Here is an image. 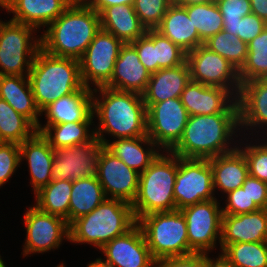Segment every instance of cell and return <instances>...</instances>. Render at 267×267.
I'll list each match as a JSON object with an SVG mask.
<instances>
[{"instance_id":"cell-1","label":"cell","mask_w":267,"mask_h":267,"mask_svg":"<svg viewBox=\"0 0 267 267\" xmlns=\"http://www.w3.org/2000/svg\"><path fill=\"white\" fill-rule=\"evenodd\" d=\"M97 91L101 100L95 96ZM92 92L93 115H97L100 123L94 132L103 145L107 140L102 133L117 139L147 135V108L142 95L105 86L92 89Z\"/></svg>"},{"instance_id":"cell-2","label":"cell","mask_w":267,"mask_h":267,"mask_svg":"<svg viewBox=\"0 0 267 267\" xmlns=\"http://www.w3.org/2000/svg\"><path fill=\"white\" fill-rule=\"evenodd\" d=\"M238 126L239 113L189 116L179 142L170 152L186 159H210L229 153L237 148H232L229 140L236 128L240 130Z\"/></svg>"},{"instance_id":"cell-3","label":"cell","mask_w":267,"mask_h":267,"mask_svg":"<svg viewBox=\"0 0 267 267\" xmlns=\"http://www.w3.org/2000/svg\"><path fill=\"white\" fill-rule=\"evenodd\" d=\"M40 37L41 49L79 60L101 29L100 15L89 5H69Z\"/></svg>"},{"instance_id":"cell-4","label":"cell","mask_w":267,"mask_h":267,"mask_svg":"<svg viewBox=\"0 0 267 267\" xmlns=\"http://www.w3.org/2000/svg\"><path fill=\"white\" fill-rule=\"evenodd\" d=\"M28 78L40 112L59 98L84 87L79 60L54 56L41 48L33 60Z\"/></svg>"},{"instance_id":"cell-5","label":"cell","mask_w":267,"mask_h":267,"mask_svg":"<svg viewBox=\"0 0 267 267\" xmlns=\"http://www.w3.org/2000/svg\"><path fill=\"white\" fill-rule=\"evenodd\" d=\"M137 224L131 203L106 198L92 212L69 225V241L90 243L101 249L114 238L124 235Z\"/></svg>"},{"instance_id":"cell-6","label":"cell","mask_w":267,"mask_h":267,"mask_svg":"<svg viewBox=\"0 0 267 267\" xmlns=\"http://www.w3.org/2000/svg\"><path fill=\"white\" fill-rule=\"evenodd\" d=\"M177 174V156L170 151L159 153L139 174L138 192L132 208L136 220L155 213L175 210L174 185Z\"/></svg>"},{"instance_id":"cell-7","label":"cell","mask_w":267,"mask_h":267,"mask_svg":"<svg viewBox=\"0 0 267 267\" xmlns=\"http://www.w3.org/2000/svg\"><path fill=\"white\" fill-rule=\"evenodd\" d=\"M137 224L157 262L194 253L189 248L186 220L180 210L151 213L140 217Z\"/></svg>"},{"instance_id":"cell-8","label":"cell","mask_w":267,"mask_h":267,"mask_svg":"<svg viewBox=\"0 0 267 267\" xmlns=\"http://www.w3.org/2000/svg\"><path fill=\"white\" fill-rule=\"evenodd\" d=\"M34 30L37 31L23 23L0 20V76L29 75L33 60L41 48L40 38L32 36Z\"/></svg>"},{"instance_id":"cell-9","label":"cell","mask_w":267,"mask_h":267,"mask_svg":"<svg viewBox=\"0 0 267 267\" xmlns=\"http://www.w3.org/2000/svg\"><path fill=\"white\" fill-rule=\"evenodd\" d=\"M213 195V174L209 159H186L177 156L174 185L175 210L216 199Z\"/></svg>"},{"instance_id":"cell-10","label":"cell","mask_w":267,"mask_h":267,"mask_svg":"<svg viewBox=\"0 0 267 267\" xmlns=\"http://www.w3.org/2000/svg\"><path fill=\"white\" fill-rule=\"evenodd\" d=\"M217 201L205 200L180 209L186 220L189 248L194 253L208 254L218 239L220 244L223 214Z\"/></svg>"},{"instance_id":"cell-11","label":"cell","mask_w":267,"mask_h":267,"mask_svg":"<svg viewBox=\"0 0 267 267\" xmlns=\"http://www.w3.org/2000/svg\"><path fill=\"white\" fill-rule=\"evenodd\" d=\"M186 61L189 64L191 81L222 87L238 97L241 88L239 71L225 58L202 44L187 53Z\"/></svg>"},{"instance_id":"cell-12","label":"cell","mask_w":267,"mask_h":267,"mask_svg":"<svg viewBox=\"0 0 267 267\" xmlns=\"http://www.w3.org/2000/svg\"><path fill=\"white\" fill-rule=\"evenodd\" d=\"M188 118L180 98L154 103L147 109V136L159 149L170 151L179 142Z\"/></svg>"},{"instance_id":"cell-13","label":"cell","mask_w":267,"mask_h":267,"mask_svg":"<svg viewBox=\"0 0 267 267\" xmlns=\"http://www.w3.org/2000/svg\"><path fill=\"white\" fill-rule=\"evenodd\" d=\"M123 44L113 34L100 29L79 59L84 86L91 88L89 82L92 81L91 84L101 87L111 79L115 61Z\"/></svg>"},{"instance_id":"cell-14","label":"cell","mask_w":267,"mask_h":267,"mask_svg":"<svg viewBox=\"0 0 267 267\" xmlns=\"http://www.w3.org/2000/svg\"><path fill=\"white\" fill-rule=\"evenodd\" d=\"M103 144L94 136L90 141L54 150L52 180L77 181L97 175Z\"/></svg>"},{"instance_id":"cell-15","label":"cell","mask_w":267,"mask_h":267,"mask_svg":"<svg viewBox=\"0 0 267 267\" xmlns=\"http://www.w3.org/2000/svg\"><path fill=\"white\" fill-rule=\"evenodd\" d=\"M24 221L27 233L24 256L56 249L64 238H70L69 224L65 219L45 213L35 205L26 210Z\"/></svg>"},{"instance_id":"cell-16","label":"cell","mask_w":267,"mask_h":267,"mask_svg":"<svg viewBox=\"0 0 267 267\" xmlns=\"http://www.w3.org/2000/svg\"><path fill=\"white\" fill-rule=\"evenodd\" d=\"M100 250L105 254L106 260L101 257L97 260L106 267H158L138 224Z\"/></svg>"},{"instance_id":"cell-17","label":"cell","mask_w":267,"mask_h":267,"mask_svg":"<svg viewBox=\"0 0 267 267\" xmlns=\"http://www.w3.org/2000/svg\"><path fill=\"white\" fill-rule=\"evenodd\" d=\"M96 177L107 198L120 199L131 204L135 200L138 192L139 173L128 167L105 145L102 146Z\"/></svg>"},{"instance_id":"cell-18","label":"cell","mask_w":267,"mask_h":267,"mask_svg":"<svg viewBox=\"0 0 267 267\" xmlns=\"http://www.w3.org/2000/svg\"><path fill=\"white\" fill-rule=\"evenodd\" d=\"M180 99L189 116L239 113L237 98L222 87L208 86L190 80L182 91Z\"/></svg>"},{"instance_id":"cell-19","label":"cell","mask_w":267,"mask_h":267,"mask_svg":"<svg viewBox=\"0 0 267 267\" xmlns=\"http://www.w3.org/2000/svg\"><path fill=\"white\" fill-rule=\"evenodd\" d=\"M265 241H267V209L239 215H222L221 252L229 244Z\"/></svg>"},{"instance_id":"cell-20","label":"cell","mask_w":267,"mask_h":267,"mask_svg":"<svg viewBox=\"0 0 267 267\" xmlns=\"http://www.w3.org/2000/svg\"><path fill=\"white\" fill-rule=\"evenodd\" d=\"M150 77L151 74L141 63L135 47L131 43H124L115 61L111 79L104 86L142 95Z\"/></svg>"},{"instance_id":"cell-21","label":"cell","mask_w":267,"mask_h":267,"mask_svg":"<svg viewBox=\"0 0 267 267\" xmlns=\"http://www.w3.org/2000/svg\"><path fill=\"white\" fill-rule=\"evenodd\" d=\"M190 80V68L187 61L176 67L160 69L151 74L146 90L142 94L146 108L148 109L154 103L180 98Z\"/></svg>"},{"instance_id":"cell-22","label":"cell","mask_w":267,"mask_h":267,"mask_svg":"<svg viewBox=\"0 0 267 267\" xmlns=\"http://www.w3.org/2000/svg\"><path fill=\"white\" fill-rule=\"evenodd\" d=\"M20 159L28 161L31 175V185L34 193L52 181V167L54 163V149L49 142L36 132L30 139L19 144Z\"/></svg>"},{"instance_id":"cell-23","label":"cell","mask_w":267,"mask_h":267,"mask_svg":"<svg viewBox=\"0 0 267 267\" xmlns=\"http://www.w3.org/2000/svg\"><path fill=\"white\" fill-rule=\"evenodd\" d=\"M46 125L83 122L93 114L92 88L84 86L72 94L63 96L45 107Z\"/></svg>"},{"instance_id":"cell-24","label":"cell","mask_w":267,"mask_h":267,"mask_svg":"<svg viewBox=\"0 0 267 267\" xmlns=\"http://www.w3.org/2000/svg\"><path fill=\"white\" fill-rule=\"evenodd\" d=\"M237 102L240 128L267 126V79L242 83Z\"/></svg>"},{"instance_id":"cell-25","label":"cell","mask_w":267,"mask_h":267,"mask_svg":"<svg viewBox=\"0 0 267 267\" xmlns=\"http://www.w3.org/2000/svg\"><path fill=\"white\" fill-rule=\"evenodd\" d=\"M161 35L169 38L186 53L204 44L196 27L189 19L187 10L172 2L163 16L161 23L155 28Z\"/></svg>"},{"instance_id":"cell-26","label":"cell","mask_w":267,"mask_h":267,"mask_svg":"<svg viewBox=\"0 0 267 267\" xmlns=\"http://www.w3.org/2000/svg\"><path fill=\"white\" fill-rule=\"evenodd\" d=\"M209 162L213 174L214 191L217 187L227 194L242 187L249 176L246 158L238 148L210 158Z\"/></svg>"},{"instance_id":"cell-27","label":"cell","mask_w":267,"mask_h":267,"mask_svg":"<svg viewBox=\"0 0 267 267\" xmlns=\"http://www.w3.org/2000/svg\"><path fill=\"white\" fill-rule=\"evenodd\" d=\"M0 98L38 127L41 112L35 103L28 76H0Z\"/></svg>"},{"instance_id":"cell-28","label":"cell","mask_w":267,"mask_h":267,"mask_svg":"<svg viewBox=\"0 0 267 267\" xmlns=\"http://www.w3.org/2000/svg\"><path fill=\"white\" fill-rule=\"evenodd\" d=\"M99 15L101 29L113 34L123 43H131L146 34L147 29L131 5L109 6Z\"/></svg>"},{"instance_id":"cell-29","label":"cell","mask_w":267,"mask_h":267,"mask_svg":"<svg viewBox=\"0 0 267 267\" xmlns=\"http://www.w3.org/2000/svg\"><path fill=\"white\" fill-rule=\"evenodd\" d=\"M68 6L65 0H17L7 11L14 14L10 20L37 29L50 25Z\"/></svg>"},{"instance_id":"cell-30","label":"cell","mask_w":267,"mask_h":267,"mask_svg":"<svg viewBox=\"0 0 267 267\" xmlns=\"http://www.w3.org/2000/svg\"><path fill=\"white\" fill-rule=\"evenodd\" d=\"M142 144L150 146L144 149ZM105 147L116 157L121 159L128 167L143 172L159 155L154 147H158L147 135L135 138H120L109 142Z\"/></svg>"},{"instance_id":"cell-31","label":"cell","mask_w":267,"mask_h":267,"mask_svg":"<svg viewBox=\"0 0 267 267\" xmlns=\"http://www.w3.org/2000/svg\"><path fill=\"white\" fill-rule=\"evenodd\" d=\"M92 114L86 121L83 122H68L57 125H38L37 132L49 142V145L57 150L59 148L70 147L78 144H83L90 141L94 136V129L89 131L91 123H93ZM54 132V133H53Z\"/></svg>"},{"instance_id":"cell-32","label":"cell","mask_w":267,"mask_h":267,"mask_svg":"<svg viewBox=\"0 0 267 267\" xmlns=\"http://www.w3.org/2000/svg\"><path fill=\"white\" fill-rule=\"evenodd\" d=\"M106 198L96 176L73 181L69 205V225L78 217L92 212Z\"/></svg>"},{"instance_id":"cell-33","label":"cell","mask_w":267,"mask_h":267,"mask_svg":"<svg viewBox=\"0 0 267 267\" xmlns=\"http://www.w3.org/2000/svg\"><path fill=\"white\" fill-rule=\"evenodd\" d=\"M72 181L52 180L35 193V206L51 215L59 216L69 224V205Z\"/></svg>"},{"instance_id":"cell-34","label":"cell","mask_w":267,"mask_h":267,"mask_svg":"<svg viewBox=\"0 0 267 267\" xmlns=\"http://www.w3.org/2000/svg\"><path fill=\"white\" fill-rule=\"evenodd\" d=\"M37 132L36 127L0 98V142L21 144Z\"/></svg>"},{"instance_id":"cell-35","label":"cell","mask_w":267,"mask_h":267,"mask_svg":"<svg viewBox=\"0 0 267 267\" xmlns=\"http://www.w3.org/2000/svg\"><path fill=\"white\" fill-rule=\"evenodd\" d=\"M246 62L239 70L241 84L256 79H267V26L252 41L247 43Z\"/></svg>"},{"instance_id":"cell-36","label":"cell","mask_w":267,"mask_h":267,"mask_svg":"<svg viewBox=\"0 0 267 267\" xmlns=\"http://www.w3.org/2000/svg\"><path fill=\"white\" fill-rule=\"evenodd\" d=\"M185 9L203 43L223 30V18L216 2L186 6Z\"/></svg>"},{"instance_id":"cell-37","label":"cell","mask_w":267,"mask_h":267,"mask_svg":"<svg viewBox=\"0 0 267 267\" xmlns=\"http://www.w3.org/2000/svg\"><path fill=\"white\" fill-rule=\"evenodd\" d=\"M211 51L229 61L239 71L246 62L247 43L232 33L222 30L204 42Z\"/></svg>"},{"instance_id":"cell-38","label":"cell","mask_w":267,"mask_h":267,"mask_svg":"<svg viewBox=\"0 0 267 267\" xmlns=\"http://www.w3.org/2000/svg\"><path fill=\"white\" fill-rule=\"evenodd\" d=\"M222 253L235 267H267V241L229 244Z\"/></svg>"},{"instance_id":"cell-39","label":"cell","mask_w":267,"mask_h":267,"mask_svg":"<svg viewBox=\"0 0 267 267\" xmlns=\"http://www.w3.org/2000/svg\"><path fill=\"white\" fill-rule=\"evenodd\" d=\"M155 73L160 69L184 64L187 53L154 29Z\"/></svg>"},{"instance_id":"cell-40","label":"cell","mask_w":267,"mask_h":267,"mask_svg":"<svg viewBox=\"0 0 267 267\" xmlns=\"http://www.w3.org/2000/svg\"><path fill=\"white\" fill-rule=\"evenodd\" d=\"M173 0H135L133 8L146 29H155Z\"/></svg>"},{"instance_id":"cell-41","label":"cell","mask_w":267,"mask_h":267,"mask_svg":"<svg viewBox=\"0 0 267 267\" xmlns=\"http://www.w3.org/2000/svg\"><path fill=\"white\" fill-rule=\"evenodd\" d=\"M267 23L256 14L244 16L241 21H223V30L249 43L266 28Z\"/></svg>"},{"instance_id":"cell-42","label":"cell","mask_w":267,"mask_h":267,"mask_svg":"<svg viewBox=\"0 0 267 267\" xmlns=\"http://www.w3.org/2000/svg\"><path fill=\"white\" fill-rule=\"evenodd\" d=\"M237 148L246 158L249 175L267 183V143Z\"/></svg>"},{"instance_id":"cell-43","label":"cell","mask_w":267,"mask_h":267,"mask_svg":"<svg viewBox=\"0 0 267 267\" xmlns=\"http://www.w3.org/2000/svg\"><path fill=\"white\" fill-rule=\"evenodd\" d=\"M20 163L19 144L0 142V186L11 178Z\"/></svg>"},{"instance_id":"cell-44","label":"cell","mask_w":267,"mask_h":267,"mask_svg":"<svg viewBox=\"0 0 267 267\" xmlns=\"http://www.w3.org/2000/svg\"><path fill=\"white\" fill-rule=\"evenodd\" d=\"M253 200H250L246 189L239 187L227 193L226 206L222 208V214L239 215L259 210Z\"/></svg>"},{"instance_id":"cell-45","label":"cell","mask_w":267,"mask_h":267,"mask_svg":"<svg viewBox=\"0 0 267 267\" xmlns=\"http://www.w3.org/2000/svg\"><path fill=\"white\" fill-rule=\"evenodd\" d=\"M135 47L141 63L150 74L155 73L154 29H147L146 34L131 42Z\"/></svg>"},{"instance_id":"cell-46","label":"cell","mask_w":267,"mask_h":267,"mask_svg":"<svg viewBox=\"0 0 267 267\" xmlns=\"http://www.w3.org/2000/svg\"><path fill=\"white\" fill-rule=\"evenodd\" d=\"M223 21H241L252 13L250 0H216Z\"/></svg>"},{"instance_id":"cell-47","label":"cell","mask_w":267,"mask_h":267,"mask_svg":"<svg viewBox=\"0 0 267 267\" xmlns=\"http://www.w3.org/2000/svg\"><path fill=\"white\" fill-rule=\"evenodd\" d=\"M158 267H208V255L193 253L186 256L167 257L158 262Z\"/></svg>"},{"instance_id":"cell-48","label":"cell","mask_w":267,"mask_h":267,"mask_svg":"<svg viewBox=\"0 0 267 267\" xmlns=\"http://www.w3.org/2000/svg\"><path fill=\"white\" fill-rule=\"evenodd\" d=\"M242 187L260 209H267V183L249 175Z\"/></svg>"},{"instance_id":"cell-49","label":"cell","mask_w":267,"mask_h":267,"mask_svg":"<svg viewBox=\"0 0 267 267\" xmlns=\"http://www.w3.org/2000/svg\"><path fill=\"white\" fill-rule=\"evenodd\" d=\"M135 0H90L89 6L97 13H101L105 8L115 5H131L133 6Z\"/></svg>"},{"instance_id":"cell-50","label":"cell","mask_w":267,"mask_h":267,"mask_svg":"<svg viewBox=\"0 0 267 267\" xmlns=\"http://www.w3.org/2000/svg\"><path fill=\"white\" fill-rule=\"evenodd\" d=\"M251 11L267 23V0H250Z\"/></svg>"},{"instance_id":"cell-51","label":"cell","mask_w":267,"mask_h":267,"mask_svg":"<svg viewBox=\"0 0 267 267\" xmlns=\"http://www.w3.org/2000/svg\"><path fill=\"white\" fill-rule=\"evenodd\" d=\"M208 267H235L229 259L221 253L216 260L208 257Z\"/></svg>"},{"instance_id":"cell-52","label":"cell","mask_w":267,"mask_h":267,"mask_svg":"<svg viewBox=\"0 0 267 267\" xmlns=\"http://www.w3.org/2000/svg\"><path fill=\"white\" fill-rule=\"evenodd\" d=\"M173 2L180 6H191V5H197V4H206V3H212L216 2V0H173Z\"/></svg>"},{"instance_id":"cell-53","label":"cell","mask_w":267,"mask_h":267,"mask_svg":"<svg viewBox=\"0 0 267 267\" xmlns=\"http://www.w3.org/2000/svg\"><path fill=\"white\" fill-rule=\"evenodd\" d=\"M69 5H89L90 0H65Z\"/></svg>"},{"instance_id":"cell-54","label":"cell","mask_w":267,"mask_h":267,"mask_svg":"<svg viewBox=\"0 0 267 267\" xmlns=\"http://www.w3.org/2000/svg\"><path fill=\"white\" fill-rule=\"evenodd\" d=\"M17 0H0V6L8 10Z\"/></svg>"},{"instance_id":"cell-55","label":"cell","mask_w":267,"mask_h":267,"mask_svg":"<svg viewBox=\"0 0 267 267\" xmlns=\"http://www.w3.org/2000/svg\"><path fill=\"white\" fill-rule=\"evenodd\" d=\"M87 267H106L102 265L97 259L94 262H91L87 265Z\"/></svg>"},{"instance_id":"cell-56","label":"cell","mask_w":267,"mask_h":267,"mask_svg":"<svg viewBox=\"0 0 267 267\" xmlns=\"http://www.w3.org/2000/svg\"><path fill=\"white\" fill-rule=\"evenodd\" d=\"M0 267H6V265L4 264L3 260L0 257Z\"/></svg>"},{"instance_id":"cell-57","label":"cell","mask_w":267,"mask_h":267,"mask_svg":"<svg viewBox=\"0 0 267 267\" xmlns=\"http://www.w3.org/2000/svg\"><path fill=\"white\" fill-rule=\"evenodd\" d=\"M57 267H65L64 264H59Z\"/></svg>"}]
</instances>
